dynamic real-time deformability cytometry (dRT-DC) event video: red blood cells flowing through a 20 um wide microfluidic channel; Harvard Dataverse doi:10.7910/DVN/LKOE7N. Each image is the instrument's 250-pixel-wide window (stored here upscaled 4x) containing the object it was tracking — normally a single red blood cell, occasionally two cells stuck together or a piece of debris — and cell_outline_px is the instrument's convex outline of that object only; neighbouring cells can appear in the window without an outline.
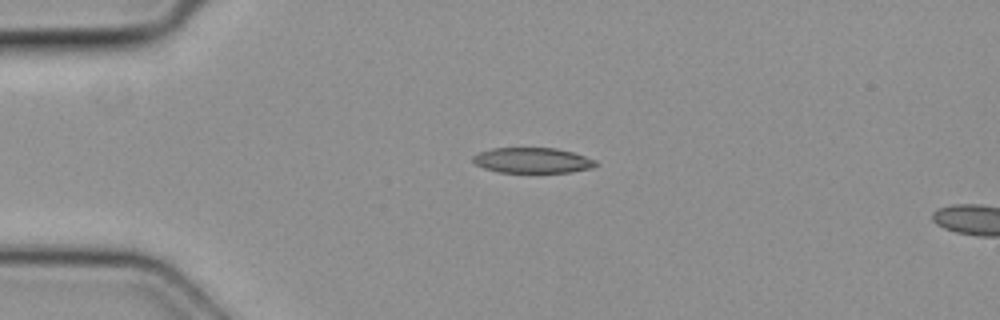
{"species": "common noctule bat (a hibernating species)", "species_latin": "Nyctalus noctula", "temperature_condition": "cold", "stored_images_in_passage": 2, "camera_frame_rate_fps": 3000, "um_per_image_px": 0.085, "animal": {"sex": "female", "body_mass_g": 19.3, "forearm_length_mm": 54.1}, "frame": {"image": 1, "passage_image": 1, "time_ms": 0.0, "image_size_px": [1000, 320], "cell_outline_px": [[600, 164], [592, 168], [568, 172], [500, 172], [484, 168], [476, 164], [472, 160], [472, 156], [480, 152], [492, 148], [556, 148], [572, 152], [596, 160]], "centroid_in_image_um": [45.27, 13.63], "position_along_channel_um": 39.7, "area_um2": 18.09}}